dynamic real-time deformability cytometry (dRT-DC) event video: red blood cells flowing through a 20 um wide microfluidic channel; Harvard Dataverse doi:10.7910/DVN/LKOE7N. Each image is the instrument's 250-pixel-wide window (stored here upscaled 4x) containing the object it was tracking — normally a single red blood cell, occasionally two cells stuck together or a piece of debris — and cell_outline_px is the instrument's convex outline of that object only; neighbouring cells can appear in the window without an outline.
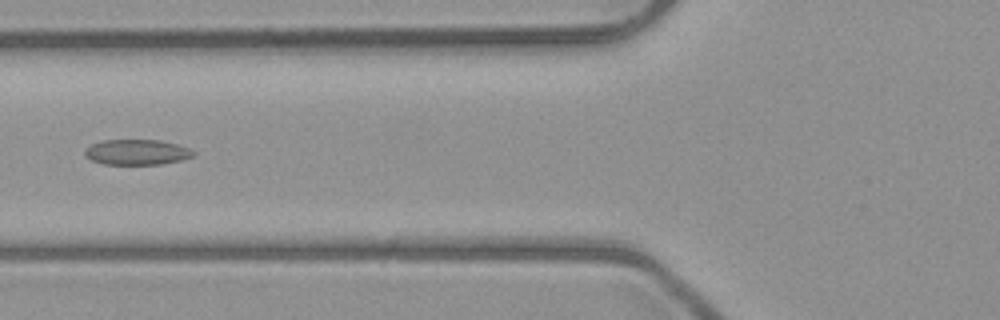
{"species": "common noctule bat (a hibernating species)", "species_latin": "Nyctalus noctula", "temperature_condition": "room temperature", "stored_images_in_passage": 6, "camera_frame_rate_fps": 3000, "um_per_image_px": 0.085, "animal": {"sex": "male", "body_mass_g": 23.1, "forearm_length_mm": 52.7}, "frame": {"image": 1, "passage_image": 5, "time_ms": 4.667, "image_size_px": [1000, 320], "cell_outline_px": [[196, 152], [192, 156], [180, 160], [160, 164], [104, 164], [92, 160], [84, 156], [84, 152], [92, 144], [104, 140], [160, 140], [176, 144], [188, 148]], "centroid_in_image_um": [11.62, 12.93], "position_along_channel_um": 114.2, "area_um2": 15.84}}
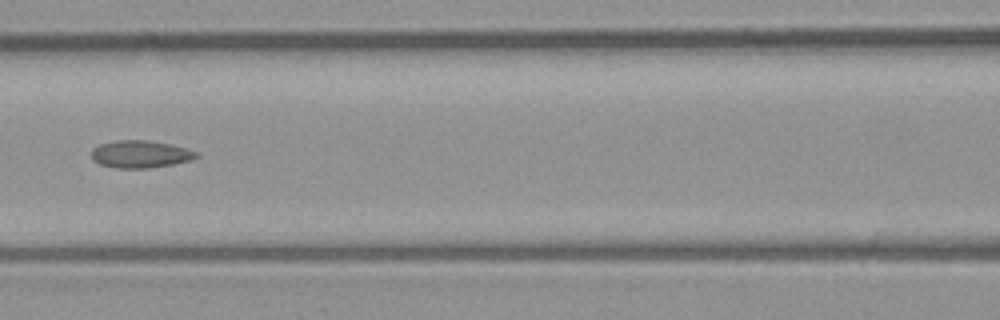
{"frame": {"image": 2, "passage_image": 6, "time_ms": 5.667, "image_size_px": [1000, 320], "cell_outline_px": [[200, 156], [192, 160], [172, 164], [148, 168], [120, 168], [100, 164], [92, 160], [92, 148], [100, 144], [116, 140], [148, 140], [168, 144], [184, 148], [196, 152]], "centroid_in_image_um": [11.91, 13.1], "position_along_channel_um": 154.7, "area_um2": 16.59}}